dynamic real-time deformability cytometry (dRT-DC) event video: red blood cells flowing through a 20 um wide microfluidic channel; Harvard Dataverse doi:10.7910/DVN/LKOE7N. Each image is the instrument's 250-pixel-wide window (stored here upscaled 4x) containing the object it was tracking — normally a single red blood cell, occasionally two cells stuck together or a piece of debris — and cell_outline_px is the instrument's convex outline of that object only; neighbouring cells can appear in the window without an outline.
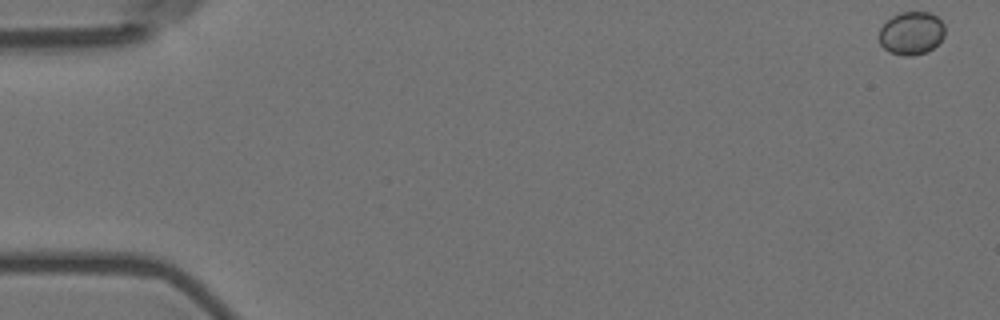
{"species": "Egyptian fruit bat (a non-hibernating species)", "species_latin": "Rousettus aegyptiacus", "temperature_condition": "room temperature", "stored_images_in_passage": 8, "camera_frame_rate_fps": 3000, "um_per_image_px": 0.085, "animal": {"sex": "female"}, "frame": {"image": 1, "passage_image": 1, "time_ms": 0.0, "image_size_px": [1000, 320], "cell_outline_px": [[944, 36], [928, 52], [912, 56], [904, 56], [888, 52], [880, 44], [880, 28], [892, 16], [900, 12], [932, 12], [944, 24]], "centroid_in_image_um": [77.47, 2.82], "position_along_channel_um": 7.5, "area_um2": 16.53}}
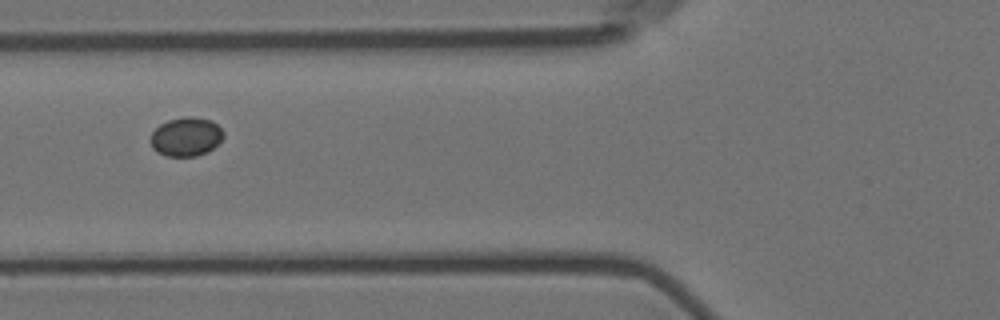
{"frame": {"image": 2, "passage_image": 7, "time_ms": 2.0, "image_size_px": [1000, 320], "cell_outline_px": [[224, 136], [208, 152], [196, 156], [164, 156], [156, 152], [152, 148], [152, 132], [160, 124], [168, 120], [184, 116], [188, 116], [212, 120], [224, 132]], "centroid_in_image_um": [15.81, 11.62], "position_along_channel_um": 110.0, "area_um2": 16.47}}
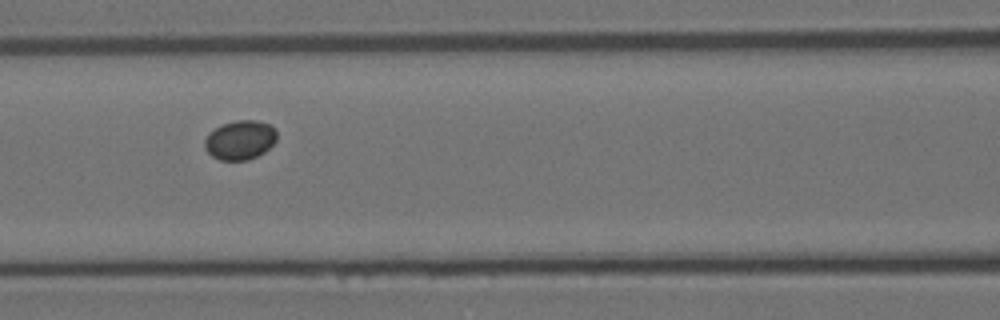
{"frame": {"image": 3, "passage_image": 8, "time_ms": 2.333, "image_size_px": [1000, 320], "cell_outline_px": [[276, 140], [264, 152], [248, 160], [220, 160], [212, 156], [204, 148], [204, 140], [216, 128], [224, 124], [236, 120], [256, 120], [268, 124], [276, 128]], "centroid_in_image_um": [20.42, 11.9], "position_along_channel_um": 146.2, "area_um2": 16.3}}